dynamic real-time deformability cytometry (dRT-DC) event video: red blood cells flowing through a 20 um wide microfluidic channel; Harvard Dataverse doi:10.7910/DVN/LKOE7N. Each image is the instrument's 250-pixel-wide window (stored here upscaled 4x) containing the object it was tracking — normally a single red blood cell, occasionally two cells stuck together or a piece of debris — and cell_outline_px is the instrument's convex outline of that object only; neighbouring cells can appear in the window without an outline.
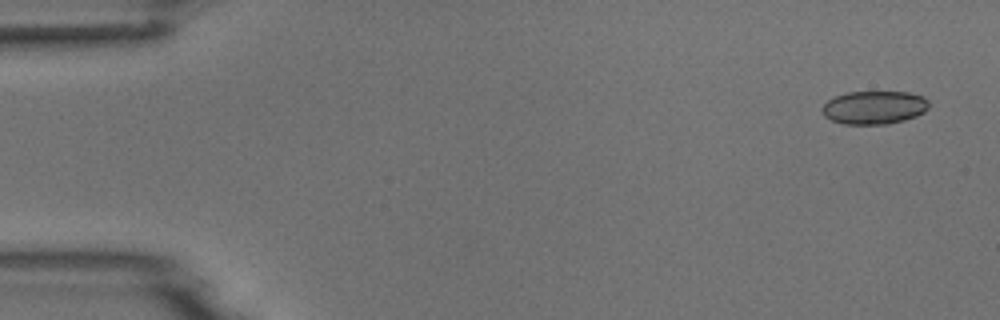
{"species": "common noctule bat (a hibernating species)", "species_latin": "Nyctalus noctula", "temperature_condition": "room temperature", "stored_images_in_passage": 4, "camera_frame_rate_fps": 3000, "um_per_image_px": 0.085, "animal": {"sex": "male", "body_mass_g": 18.8}, "frame": {"image": 1, "passage_image": 1, "time_ms": 0.0, "image_size_px": [1000, 320], "cell_outline_px": [[928, 108], [924, 112], [916, 116], [904, 120], [888, 124], [844, 124], [832, 120], [824, 116], [820, 108], [828, 100], [836, 96], [848, 92], [908, 92], [924, 96], [928, 100]], "centroid_in_image_um": [74.31, 9.13], "position_along_channel_um": 10.7, "area_um2": 20.75}}
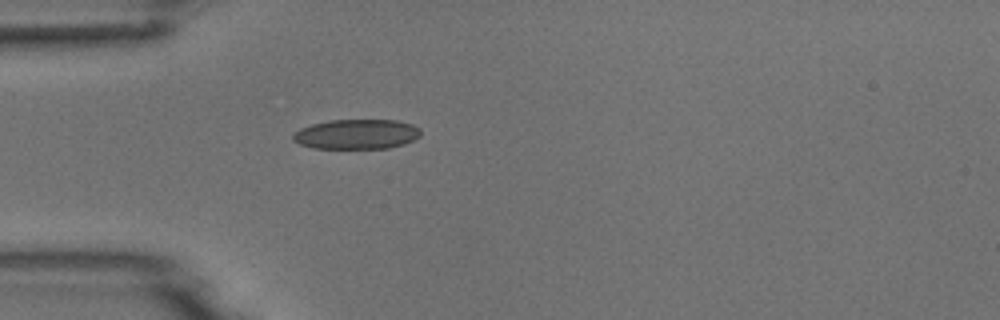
{"frame": {"image": 2, "passage_image": 4, "time_ms": 4.333, "image_size_px": [1000, 320], "cell_outline_px": [[420, 136], [404, 144], [388, 148], [312, 148], [300, 144], [292, 140], [292, 136], [300, 128], [312, 124], [328, 120], [396, 120], [412, 124], [420, 128]], "centroid_in_image_um": [30.3, 11.4], "position_along_channel_um": 54.7, "area_um2": 22.2}}